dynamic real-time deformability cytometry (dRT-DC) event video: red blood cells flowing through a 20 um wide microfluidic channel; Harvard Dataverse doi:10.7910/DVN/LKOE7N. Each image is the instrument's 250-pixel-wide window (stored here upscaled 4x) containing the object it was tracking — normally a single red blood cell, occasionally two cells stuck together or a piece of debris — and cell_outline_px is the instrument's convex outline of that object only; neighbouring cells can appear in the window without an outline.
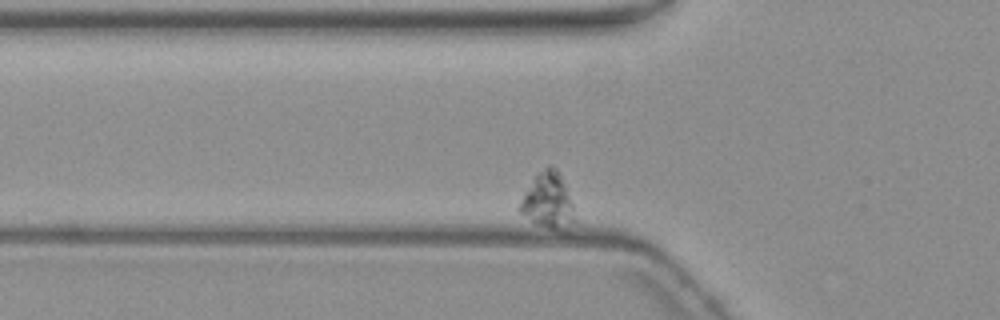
{"species": "common noctule bat (a hibernating species)", "species_latin": "Nyctalus noctula", "temperature_condition": "warm", "stored_images_in_passage": 4, "camera_frame_rate_fps": 3000, "um_per_image_px": 0.085, "animal": {"sex": "female", "body_mass_g": 19.3, "forearm_length_mm": 54.1}, "frame": {"image": 1, "passage_image": 2, "time_ms": 1.0, "image_size_px": [1000, 320], "cell_outline_px": [[580, 224], [568, 232], [560, 232], [548, 228], [532, 220], [520, 212], [516, 208], [520, 200], [536, 172], [548, 164], [552, 164], [556, 168], [560, 176], [572, 204]], "centroid_in_image_um": [46.64, 17.13], "position_along_channel_um": 79.2, "area_um2": 18.5}}
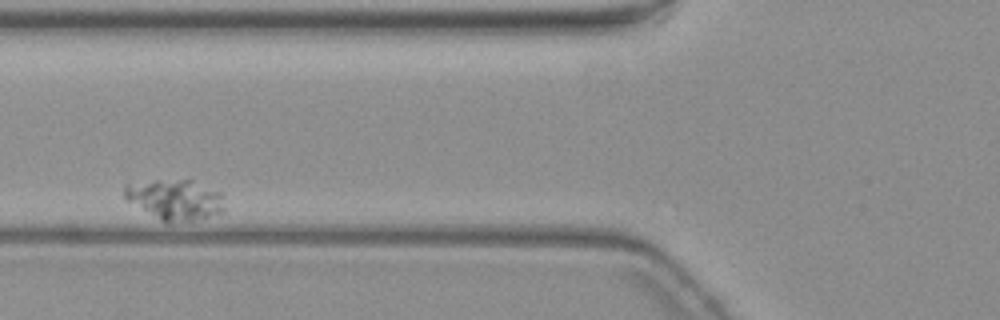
{"frame": {"image": 2, "passage_image": 3, "time_ms": 2.333, "image_size_px": [1000, 320], "cell_outline_px": [[224, 212], [196, 220], [168, 224], [160, 220], [124, 200], [124, 184], [156, 180], [192, 180], [224, 192]], "centroid_in_image_um": [14.9, 16.98], "position_along_channel_um": 110.9, "area_um2": 24.16}}